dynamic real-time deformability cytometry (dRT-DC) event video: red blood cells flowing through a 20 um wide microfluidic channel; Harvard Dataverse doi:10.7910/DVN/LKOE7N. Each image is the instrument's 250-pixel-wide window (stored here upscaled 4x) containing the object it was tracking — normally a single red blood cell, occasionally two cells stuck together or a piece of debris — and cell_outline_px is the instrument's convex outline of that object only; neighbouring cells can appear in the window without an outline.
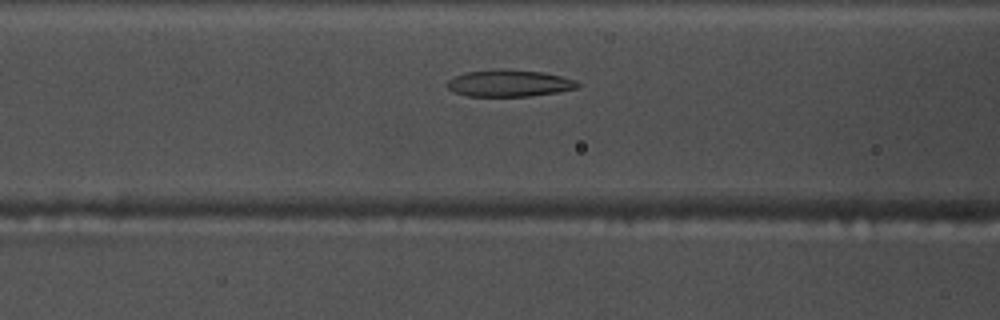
{"species": "common noctule bat (a hibernating species)", "species_latin": "Nyctalus noctula", "temperature_condition": "warm", "stored_images_in_passage": 31, "camera_frame_rate_fps": 3000, "um_per_image_px": 0.085, "animal": {"sex": "male", "body_mass_g": 17.5, "forearm_length_mm": 52.3}, "frame": {"image": 1, "passage_image": 8, "time_ms": 2.333, "image_size_px": [1000, 320], "cell_outline_px": [[580, 84], [576, 88], [556, 92], [528, 96], [468, 96], [456, 92], [448, 88], [448, 80], [464, 72], [492, 68], [500, 68], [540, 72], [560, 76], [576, 80]], "centroid_in_image_um": [43.25, 7.06], "position_along_channel_um": 123.3, "area_um2": 20.29}}
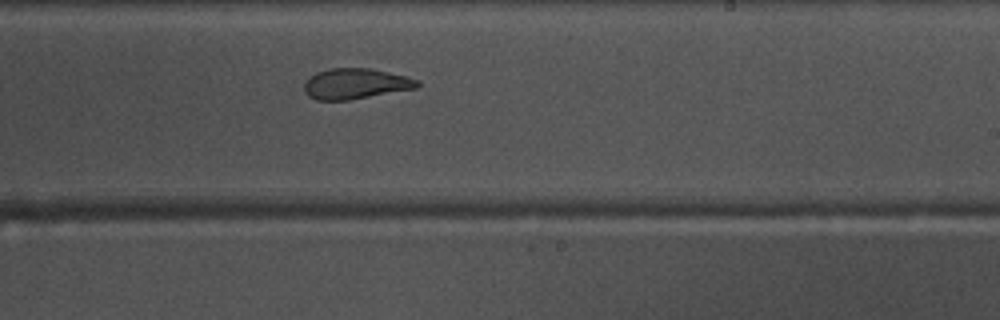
{"frame": {"image": 2, "passage_image": 19, "time_ms": 6.0, "image_size_px": [1000, 320], "cell_outline_px": [[420, 84], [416, 88], [348, 100], [316, 100], [308, 96], [304, 92], [304, 84], [308, 76], [316, 72], [328, 68], [372, 68], [404, 76], [416, 80]], "centroid_in_image_um": [30.14, 7.11], "position_along_channel_um": 258.9, "area_um2": 20.11}}
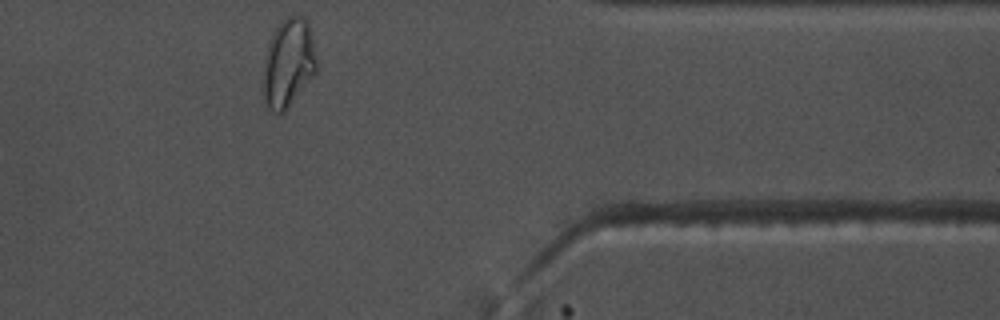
{"frame": {"image": 3, "passage_image": 31, "time_ms": 10.0, "image_size_px": [1000, 320], "cell_outline_px": [[316, 72], [284, 112], [272, 112], [268, 108], [264, 96], [264, 60], [268, 44], [272, 32], [288, 16], [296, 12], [308, 20], [312, 32], [316, 60]], "centroid_in_image_um": [24.53, 5.29], "position_along_channel_um": 386.9, "area_um2": 27.46}, "authors_computed_cell_mechanics": {"area_um2": 20.5768, "velocity_mm_per_s": 3.7065, "shape_relaxation_time_tau1_ms": 9.7408, "shape_relaxation_time_tau2_ms": 1.5138, "deformation_change_tau1": 0.2765, "deformation_change_tau2": 0.0958}}